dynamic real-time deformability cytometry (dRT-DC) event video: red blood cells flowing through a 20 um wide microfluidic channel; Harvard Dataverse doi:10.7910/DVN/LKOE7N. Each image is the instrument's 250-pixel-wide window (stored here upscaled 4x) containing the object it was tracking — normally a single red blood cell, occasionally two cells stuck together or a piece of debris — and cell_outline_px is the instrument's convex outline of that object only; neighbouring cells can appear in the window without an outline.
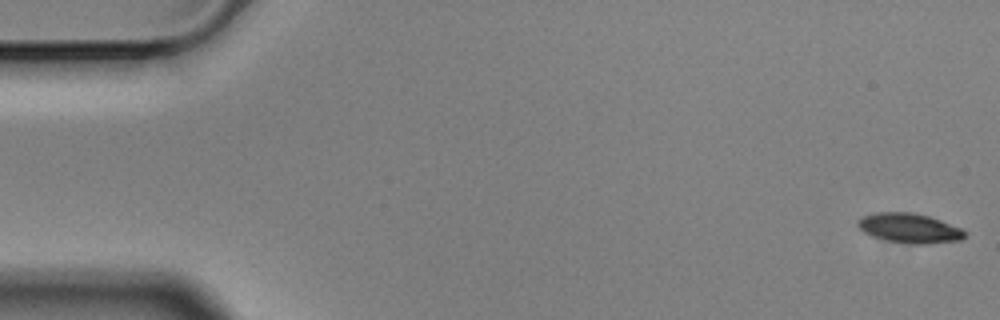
{"species": "Egyptian fruit bat (a non-hibernating species)", "species_latin": "Rousettus aegyptiacus", "temperature_condition": "cold", "stored_images_in_passage": 4, "camera_frame_rate_fps": 3000, "um_per_image_px": 0.085, "animal": {"sex": "male"}, "frame": {"image": 1, "passage_image": 1, "time_ms": 0.0, "image_size_px": [1000, 320], "cell_outline_px": [[964, 236], [960, 240], [924, 244], [916, 244], [888, 240], [864, 232], [856, 224], [856, 220], [872, 212], [912, 212], [928, 216], [940, 220], [960, 228], [964, 232]], "centroid_in_image_um": [77.26, 19.37], "position_along_channel_um": 7.7, "area_um2": 18.09}}
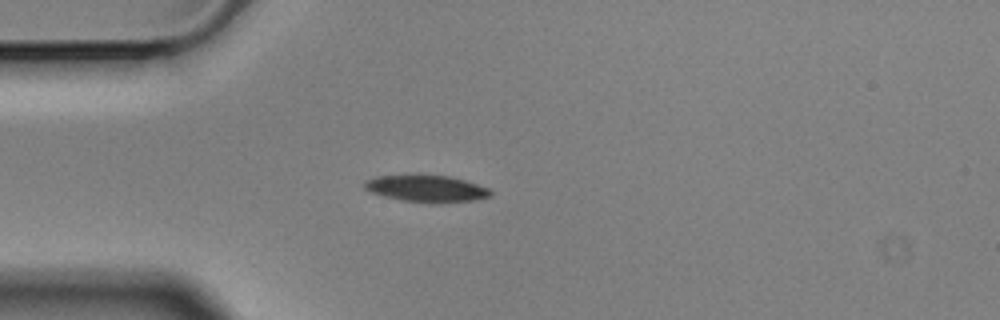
{"frame": {"image": 2, "passage_image": 4, "time_ms": 1.0, "image_size_px": [1000, 320], "cell_outline_px": [[492, 196], [472, 200], [400, 200], [384, 196], [372, 192], [364, 188], [364, 180], [376, 176], [416, 172], [420, 172], [452, 176], [488, 188], [492, 192]], "centroid_in_image_um": [36.16, 15.92], "position_along_channel_um": 48.8, "area_um2": 19.59}}